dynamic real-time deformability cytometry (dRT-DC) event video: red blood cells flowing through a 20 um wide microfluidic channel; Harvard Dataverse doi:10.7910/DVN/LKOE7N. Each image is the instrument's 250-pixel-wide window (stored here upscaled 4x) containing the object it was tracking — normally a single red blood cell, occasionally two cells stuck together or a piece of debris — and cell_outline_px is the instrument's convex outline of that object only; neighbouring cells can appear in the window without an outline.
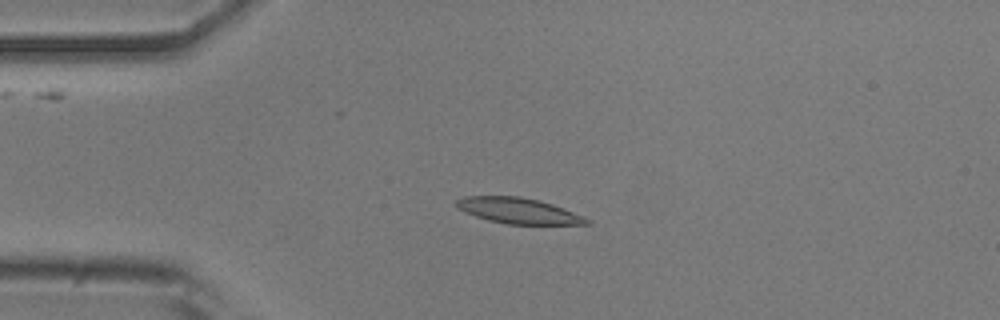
{"species": "common noctule bat (a hibernating species)", "species_latin": "Nyctalus noctula", "temperature_condition": "room temperature", "stored_images_in_passage": 54, "camera_frame_rate_fps": 3000, "um_per_image_px": 0.085, "animal": {"sex": "male", "body_mass_g": 20.5, "forearm_length_mm": 52.5}, "frame": {"image": 1, "passage_image": 12, "time_ms": 3.667, "image_size_px": [1000, 320], "cell_outline_px": [[592, 224], [508, 224], [488, 220], [476, 216], [456, 208], [452, 204], [456, 200], [464, 196], [520, 196], [552, 204], [564, 208], [584, 216], [592, 220]], "centroid_in_image_um": [44.05, 17.91], "position_along_channel_um": 40.9, "area_um2": 19.59}}
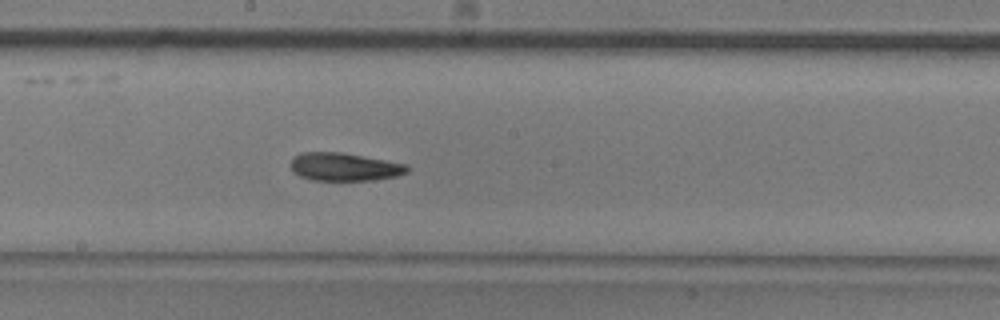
{"frame": {"image": 2, "passage_image": 28, "time_ms": 9.0, "image_size_px": [1000, 320], "cell_outline_px": [[408, 172], [396, 176], [372, 180], [312, 180], [300, 176], [292, 172], [292, 156], [300, 152], [340, 152], [408, 164]], "centroid_in_image_um": [29.25, 14.18], "position_along_channel_um": 218.9, "area_um2": 19.02}}
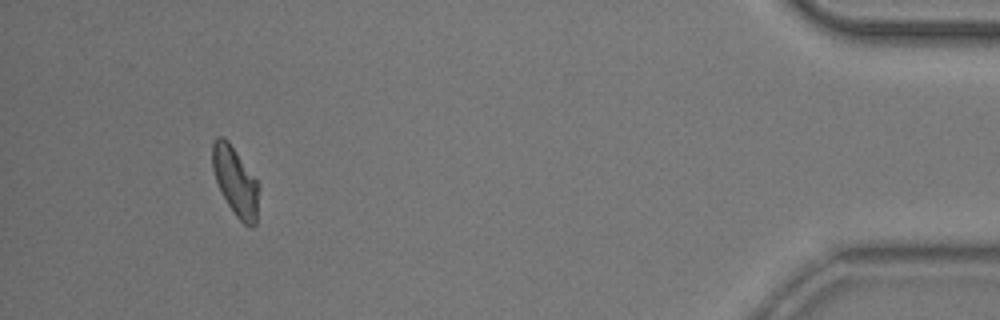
{"frame": {"image": 3, "passage_image": 49, "time_ms": 16.0, "image_size_px": [1000, 320], "cell_outline_px": [[260, 188], [256, 224], [252, 228], [244, 224], [236, 216], [228, 204], [216, 180], [212, 168], [212, 144], [216, 136], [224, 136], [228, 140], [260, 184]], "centroid_in_image_um": [20.04, 15.41], "position_along_channel_um": 415.2, "area_um2": 18.73}}